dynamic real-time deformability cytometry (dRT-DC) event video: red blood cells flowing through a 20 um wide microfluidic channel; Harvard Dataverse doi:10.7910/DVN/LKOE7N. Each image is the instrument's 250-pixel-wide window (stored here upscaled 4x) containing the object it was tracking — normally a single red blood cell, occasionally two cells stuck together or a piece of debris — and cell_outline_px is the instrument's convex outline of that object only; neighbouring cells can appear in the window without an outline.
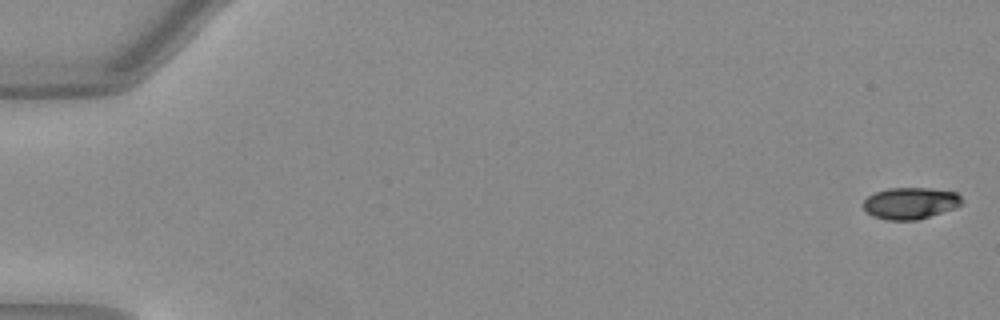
{"species": "Egyptian fruit bat (a non-hibernating species)", "species_latin": "Rousettus aegyptiacus", "temperature_condition": "warm", "stored_images_in_passage": 52, "camera_frame_rate_fps": 3000, "um_per_image_px": 0.085, "animal": {"sex": "female"}, "frame": {"image": 1, "passage_image": 1, "time_ms": 0.0, "image_size_px": [1000, 320], "cell_outline_px": [[964, 204], [956, 208], [916, 220], [888, 220], [872, 216], [864, 208], [864, 200], [868, 196], [876, 192], [888, 188], [932, 188], [956, 192], [964, 200]], "centroid_in_image_um": [77.43, 17.26], "position_along_channel_um": 7.6, "area_um2": 18.26}}
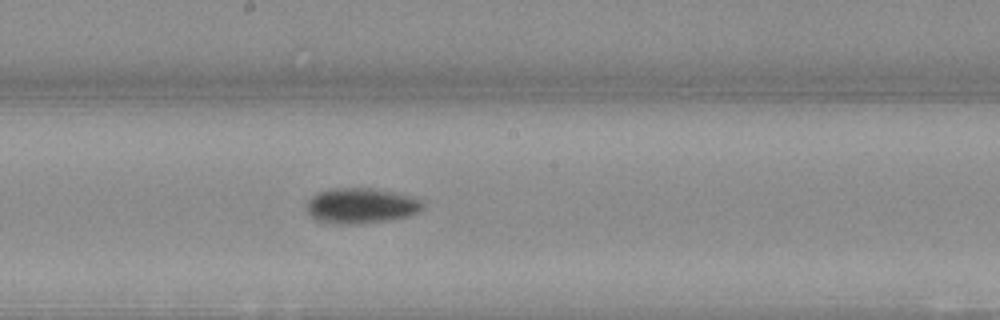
{"frame": {"image": 2, "passage_image": 29, "time_ms": 9.333, "image_size_px": [1000, 320], "cell_outline_px": [[420, 208], [412, 216], [388, 220], [356, 224], [340, 224], [320, 220], [312, 216], [308, 212], [308, 200], [312, 196], [320, 192], [336, 188], [372, 188], [404, 196], [416, 200], [420, 204]], "centroid_in_image_um": [30.62, 17.5], "position_along_channel_um": 217.6, "area_um2": 22.95}}
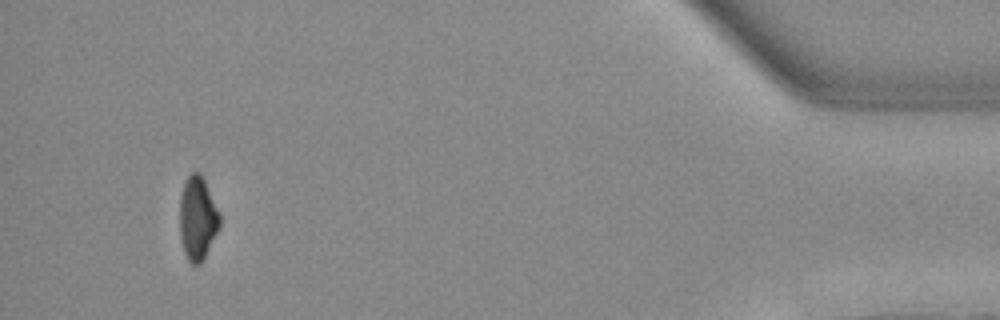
{"frame": {"image": 3, "passage_image": 49, "time_ms": 16.0, "image_size_px": [1000, 320], "cell_outline_px": [[220, 228], [204, 260], [200, 264], [192, 264], [188, 260], [184, 252], [180, 240], [180, 196], [184, 184], [188, 176], [192, 172], [200, 172], [220, 212]], "centroid_in_image_um": [16.81, 18.59], "position_along_channel_um": 418.4, "area_um2": 19.71}, "authors_computed_cell_mechanics": {"area_um2": 20.5768, "velocity_mm_per_s": 4.0317, "shape_relaxation_time_tau1_ms": 3.7448, "shape_relaxation_time_tau2_ms": null, "deformation_change_tau1": 0.1608, "deformation_change_tau2": null}}